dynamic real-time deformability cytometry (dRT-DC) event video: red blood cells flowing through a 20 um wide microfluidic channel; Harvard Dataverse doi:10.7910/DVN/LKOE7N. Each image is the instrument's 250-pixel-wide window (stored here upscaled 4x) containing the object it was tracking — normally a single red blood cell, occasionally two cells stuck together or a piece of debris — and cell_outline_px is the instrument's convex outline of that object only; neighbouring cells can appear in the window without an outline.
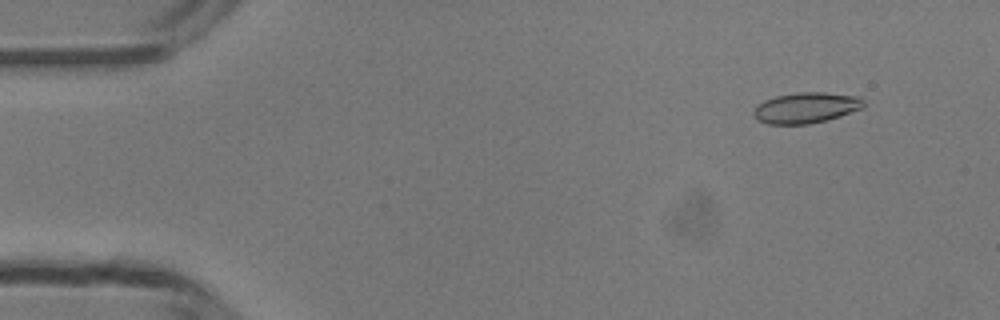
{"species": "common noctule bat (a hibernating species)", "species_latin": "Nyctalus noctula", "temperature_condition": "room temperature", "stored_images_in_passage": 20, "camera_frame_rate_fps": 3000, "um_per_image_px": 0.085, "animal": {"sex": "male", "body_mass_g": 13.3}, "frame": {"image": 1, "passage_image": 5, "time_ms": 1.333, "image_size_px": [1000, 320], "cell_outline_px": [[864, 104], [860, 108], [840, 116], [808, 124], [768, 124], [756, 120], [752, 112], [756, 104], [764, 100], [776, 96], [796, 92], [824, 92], [860, 96], [864, 100]], "centroid_in_image_um": [68.46, 9.15], "position_along_channel_um": 16.5, "area_um2": 19.77}}
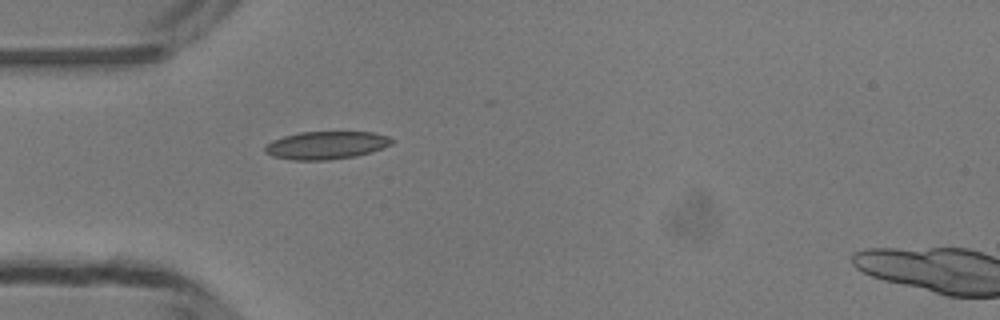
{"frame": {"image": 2, "passage_image": 15, "time_ms": 4.667, "image_size_px": [1000, 320], "cell_outline_px": [[396, 140], [392, 144], [356, 156], [328, 160], [292, 160], [272, 156], [264, 152], [264, 144], [272, 140], [284, 136], [300, 132], [372, 132], [388, 136]], "centroid_in_image_um": [27.69, 12.34], "position_along_channel_um": 57.3, "area_um2": 20.63}}
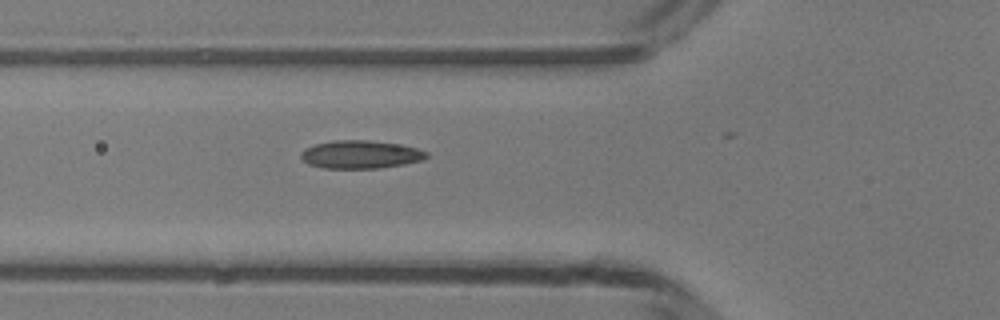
{"frame": {"image": 3, "passage_image": 18, "time_ms": 5.667, "image_size_px": [1000, 320], "cell_outline_px": [[428, 156], [420, 160], [404, 164], [380, 168], [324, 168], [308, 164], [300, 156], [300, 152], [304, 148], [316, 144], [332, 140], [368, 140], [400, 144], [416, 148], [428, 152]], "centroid_in_image_um": [30.62, 13.12], "position_along_channel_um": 95.2, "area_um2": 20.52}}